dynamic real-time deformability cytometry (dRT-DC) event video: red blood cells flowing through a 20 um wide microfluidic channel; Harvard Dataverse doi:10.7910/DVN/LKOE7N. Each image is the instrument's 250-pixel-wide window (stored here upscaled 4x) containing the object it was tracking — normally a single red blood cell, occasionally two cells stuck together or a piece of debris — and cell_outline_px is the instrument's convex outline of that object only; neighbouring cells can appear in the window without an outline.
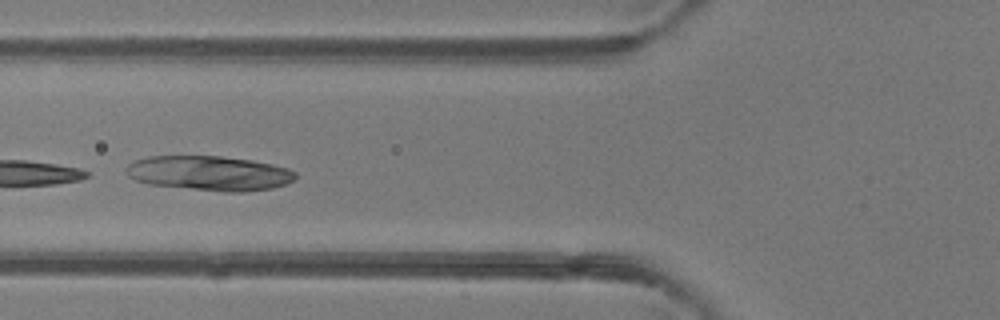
{"species": "common noctule bat (a hibernating species)", "species_latin": "Nyctalus noctula", "temperature_condition": "room temperature", "stored_images_in_passage": 3, "camera_frame_rate_fps": 3000, "um_per_image_px": 0.085, "animal": {"sex": "female"}, "frame": {"image": 1, "passage_image": 3, "time_ms": 2.0, "image_size_px": [1000, 320], "cell_outline_px": [[296, 176], [292, 180], [284, 184], [272, 188], [244, 192], [224, 192], [148, 184], [136, 180], [128, 176], [124, 168], [128, 164], [136, 160], [148, 156], [220, 156], [252, 160], [272, 164], [288, 168], [296, 172]], "centroid_in_image_um": [17.78, 14.72], "position_along_channel_um": 108.0, "area_um2": 34.28}}